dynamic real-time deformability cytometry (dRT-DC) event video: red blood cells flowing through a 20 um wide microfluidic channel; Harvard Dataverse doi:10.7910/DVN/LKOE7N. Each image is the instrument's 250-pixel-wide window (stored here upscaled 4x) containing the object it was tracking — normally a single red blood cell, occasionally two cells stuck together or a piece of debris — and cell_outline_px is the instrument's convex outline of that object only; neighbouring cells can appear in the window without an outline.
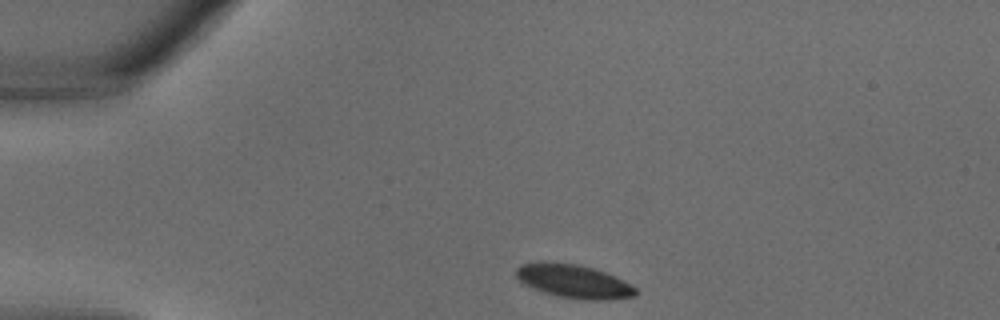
{"species": "common noctule bat (a hibernating species)", "species_latin": "Nyctalus noctula", "temperature_condition": "warm", "stored_images_in_passage": 28, "camera_frame_rate_fps": 3000, "um_per_image_px": 0.085, "animal": {"sex": "male", "body_mass_g": 18.8}, "frame": {"image": 1, "passage_image": 1, "time_ms": 0.0, "image_size_px": [1000, 320], "cell_outline_px": [[636, 296], [612, 300], [584, 300], [556, 296], [532, 288], [524, 284], [516, 276], [516, 268], [520, 264], [540, 260], [580, 264], [604, 272], [624, 280], [636, 288]], "centroid_in_image_um": [48.74, 23.9], "position_along_channel_um": 36.3, "area_um2": 23.76}}
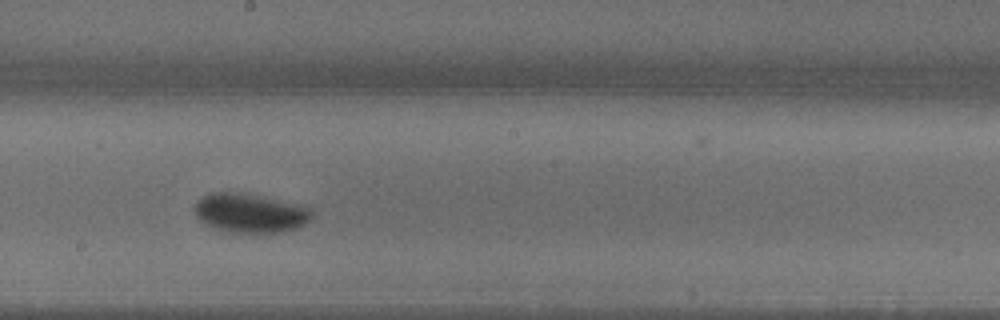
{"frame": {"image": 2, "passage_image": 13, "time_ms": 4.0, "image_size_px": [1000, 320], "cell_outline_px": [[312, 216], [304, 224], [296, 228], [280, 232], [228, 232], [212, 228], [204, 224], [196, 216], [196, 204], [204, 196], [212, 192], [236, 192], [296, 204], [308, 208], [312, 212]], "centroid_in_image_um": [21.22, 18.13], "position_along_channel_um": 227.0, "area_um2": 26.07}}
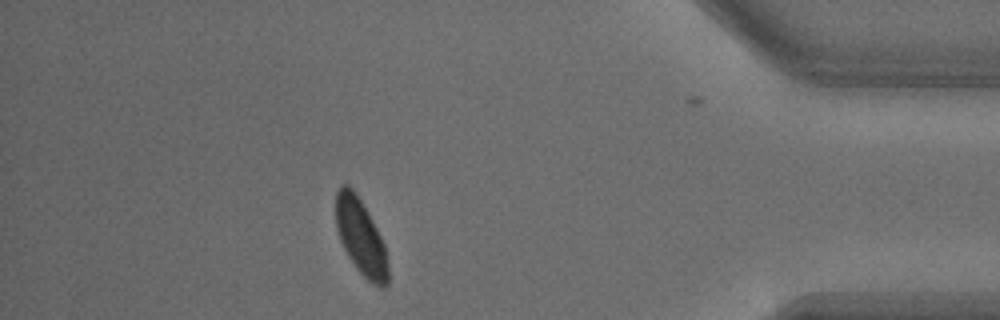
{"frame": {"image": 3, "passage_image": 24, "time_ms": 7.667, "image_size_px": [1000, 320], "cell_outline_px": [[388, 284], [384, 288], [380, 288], [372, 284], [356, 268], [348, 256], [340, 240], [336, 228], [336, 192], [340, 184], [348, 184], [356, 192], [376, 228], [384, 244], [388, 264]], "centroid_in_image_um": [30.66, 20.15], "position_along_channel_um": 404.5, "area_um2": 23.0}}